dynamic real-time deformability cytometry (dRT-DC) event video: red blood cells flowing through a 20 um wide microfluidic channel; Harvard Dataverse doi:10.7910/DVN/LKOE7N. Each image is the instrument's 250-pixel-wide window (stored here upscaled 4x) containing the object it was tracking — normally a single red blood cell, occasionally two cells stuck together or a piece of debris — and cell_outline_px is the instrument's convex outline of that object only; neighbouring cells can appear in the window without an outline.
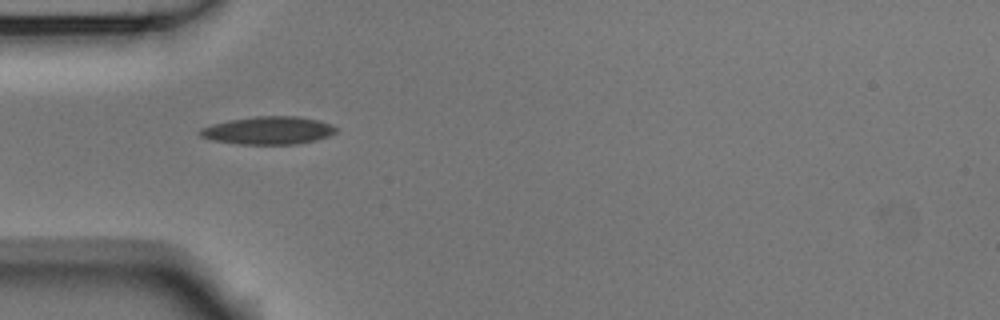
{"species": "Egyptian fruit bat (a non-hibernating species)", "species_latin": "Rousettus aegyptiacus", "temperature_condition": "room temperature", "stored_images_in_passage": 35, "camera_frame_rate_fps": 3000, "um_per_image_px": 0.085, "animal": {"sex": "male"}, "frame": {"image": 1, "passage_image": 1, "time_ms": 0.0, "image_size_px": [1000, 320], "cell_outline_px": [[336, 132], [328, 136], [316, 140], [296, 144], [240, 144], [212, 140], [200, 136], [196, 132], [200, 128], [212, 124], [228, 120], [256, 116], [296, 116], [316, 120], [332, 124], [336, 128]], "centroid_in_image_um": [22.76, 11.09], "position_along_channel_um": 62.2, "area_um2": 22.08}}
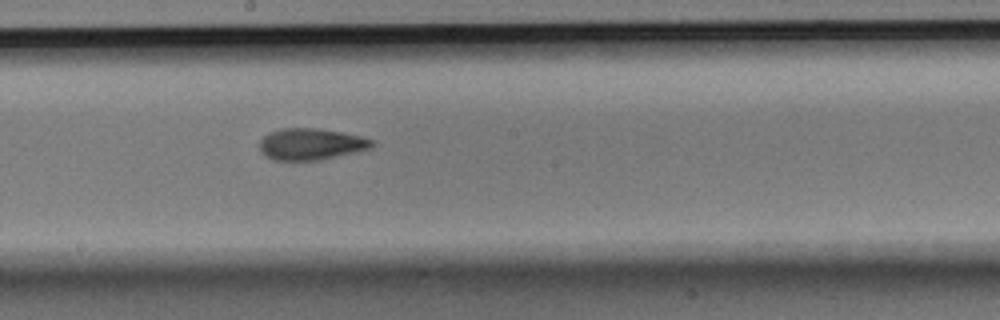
{"frame": {"image": 2, "passage_image": 14, "time_ms": 4.333, "image_size_px": [1000, 320], "cell_outline_px": [[376, 144], [372, 148], [320, 160], [272, 160], [260, 148], [260, 140], [268, 132], [280, 128], [320, 128], [360, 136], [372, 140]], "centroid_in_image_um": [26.44, 12.24], "position_along_channel_um": 221.8, "area_um2": 20.58}}
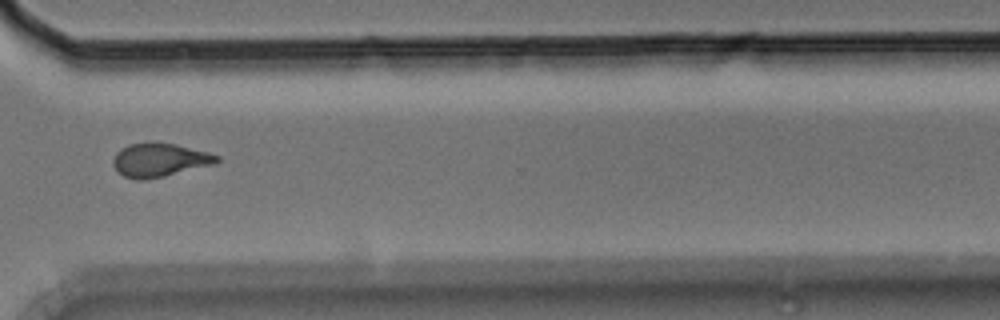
{"frame": {"image": 3, "passage_image": 25, "time_ms": 8.0, "image_size_px": [1000, 320], "cell_outline_px": [[220, 160], [216, 164], [164, 176], [144, 180], [136, 180], [124, 176], [116, 172], [112, 164], [112, 160], [116, 152], [120, 148], [128, 144], [156, 140], [176, 144], [208, 152], [220, 156]], "centroid_in_image_um": [13.53, 13.58], "position_along_channel_um": 357.1, "area_um2": 20.92}, "authors_computed_cell_mechanics": {"area_um2": 20.5768, "velocity_mm_per_s": 3.691, "shape_relaxation_time_tau1_ms": 7.8866, "shape_relaxation_time_tau2_ms": 2.7228, "deformation_change_tau1": 0.1961, "deformation_change_tau2": 0.1072}}